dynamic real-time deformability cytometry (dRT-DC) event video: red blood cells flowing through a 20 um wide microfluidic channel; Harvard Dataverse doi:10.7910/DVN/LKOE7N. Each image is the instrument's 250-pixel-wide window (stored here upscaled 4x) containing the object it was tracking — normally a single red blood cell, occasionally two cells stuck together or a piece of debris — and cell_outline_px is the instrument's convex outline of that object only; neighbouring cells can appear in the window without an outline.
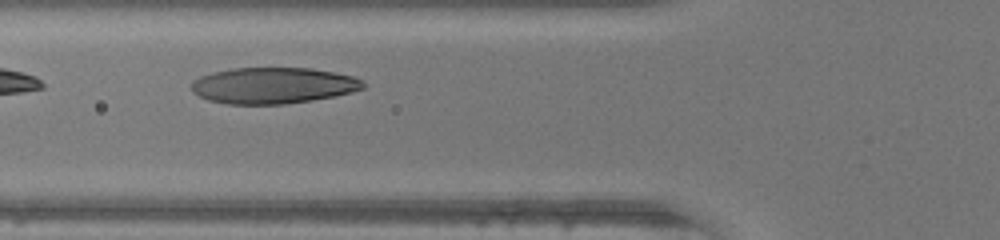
{"species": "human", "species_latin": "Homo sapiens", "temperature_condition": "warm", "stored_images_in_passage": 23, "camera_frame_rate_fps": 3000, "um_per_image_px": 0.085, "donor": {"sex": "female"}, "frame": {"image": 1, "passage_image": 3, "time_ms": 0.667, "image_size_px": [1000, 240], "cell_outline_px": [[364, 88], [352, 92], [336, 96], [312, 100], [284, 104], [228, 104], [208, 100], [192, 92], [192, 80], [200, 76], [212, 72], [232, 68], [312, 68], [352, 76], [364, 80]], "centroid_in_image_um": [23.21, 7.27], "position_along_channel_um": 102.6, "area_um2": 36.3}}
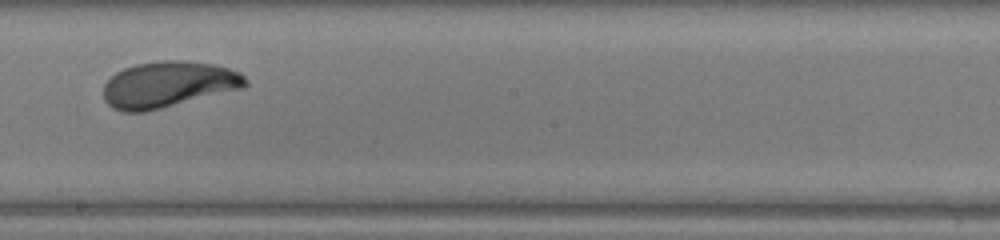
{"frame": {"image": 2, "passage_image": 12, "time_ms": 3.667, "image_size_px": [1000, 240], "cell_outline_px": [[248, 84], [244, 88], [144, 112], [124, 112], [112, 108], [104, 100], [104, 84], [116, 72], [124, 68], [136, 64], [160, 60], [180, 60], [216, 64], [240, 72], [248, 80]], "centroid_in_image_um": [14.31, 7.17], "position_along_channel_um": 233.9, "area_um2": 38.21}}
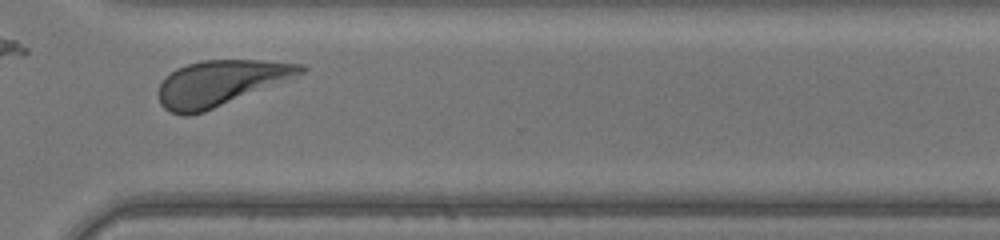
{"frame": {"image": 3, "passage_image": 20, "time_ms": 6.333, "image_size_px": [1000, 240], "cell_outline_px": [[308, 68], [304, 72], [204, 112], [188, 116], [184, 116], [172, 112], [164, 108], [160, 104], [156, 92], [164, 76], [176, 68], [188, 64], [204, 60], [264, 60], [304, 64]], "centroid_in_image_um": [18.65, 7.05], "position_along_channel_um": 351.9, "area_um2": 37.34}}